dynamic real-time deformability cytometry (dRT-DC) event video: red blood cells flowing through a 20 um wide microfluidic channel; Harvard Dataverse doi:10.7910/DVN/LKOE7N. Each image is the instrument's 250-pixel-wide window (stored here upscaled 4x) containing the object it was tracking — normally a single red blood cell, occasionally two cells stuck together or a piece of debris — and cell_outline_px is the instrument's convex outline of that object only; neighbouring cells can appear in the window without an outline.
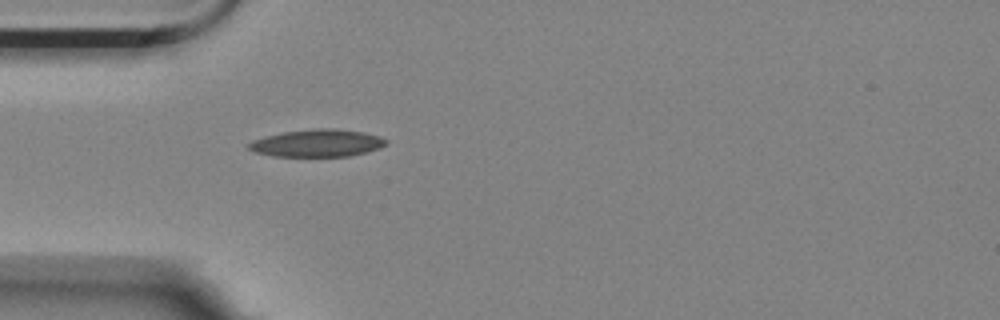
{"species": "Egyptian fruit bat (a non-hibernating species)", "species_latin": "Rousettus aegyptiacus", "temperature_condition": "room temperature", "stored_images_in_passage": 41, "camera_frame_rate_fps": 3000, "um_per_image_px": 0.085, "animal": {"sex": "female"}, "frame": {"image": 1, "passage_image": 1, "time_ms": 0.0, "image_size_px": [1000, 320], "cell_outline_px": [[388, 144], [364, 152], [348, 156], [272, 156], [256, 152], [248, 148], [248, 144], [252, 140], [264, 136], [284, 132], [316, 128], [336, 128], [364, 132], [380, 136], [388, 140]], "centroid_in_image_um": [26.96, 12.15], "position_along_channel_um": 58.0, "area_um2": 21.85}}
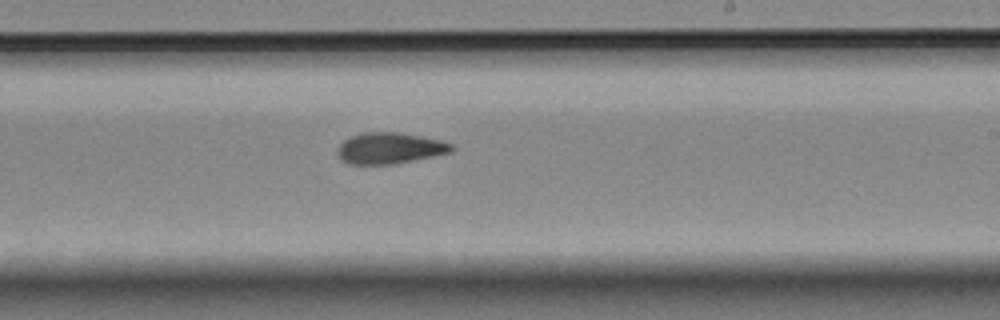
{"frame": {"image": 2, "passage_image": 18, "time_ms": 5.667, "image_size_px": [1000, 320], "cell_outline_px": [[456, 148], [448, 152], [432, 156], [392, 164], [348, 164], [340, 160], [336, 152], [340, 144], [344, 140], [352, 136], [364, 132], [400, 132], [440, 140], [452, 144]], "centroid_in_image_um": [33.08, 12.59], "position_along_channel_um": 255.9, "area_um2": 20.58}}
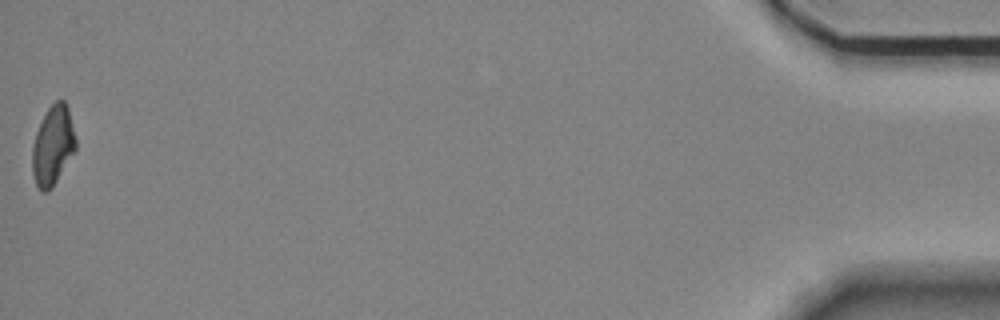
{"frame": {"image": 3, "passage_image": 41, "time_ms": 13.333, "image_size_px": [1000, 320], "cell_outline_px": [[76, 148], [52, 188], [48, 192], [40, 192], [36, 184], [32, 172], [32, 148], [36, 132], [48, 108], [56, 100], [64, 100], [68, 108], [76, 140]], "centroid_in_image_um": [4.48, 12.4], "position_along_channel_um": 430.7, "area_um2": 19.88}, "authors_computed_cell_mechanics": {"area_um2": 20.519, "velocity_mm_per_s": 3.5317, "shape_relaxation_time_tau1_ms": null, "shape_relaxation_time_tau2_ms": 6.3503, "deformation_change_tau1": null, "deformation_change_tau2": 0.1368}}